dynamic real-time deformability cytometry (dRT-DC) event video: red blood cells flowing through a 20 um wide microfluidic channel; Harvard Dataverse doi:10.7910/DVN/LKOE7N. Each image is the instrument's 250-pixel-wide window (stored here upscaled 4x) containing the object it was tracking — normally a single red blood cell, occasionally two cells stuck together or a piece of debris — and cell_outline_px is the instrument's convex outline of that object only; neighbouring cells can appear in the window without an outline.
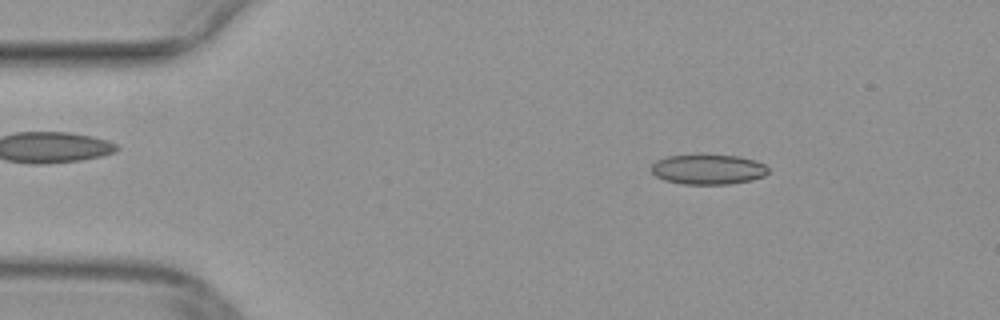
{"species": "common noctule bat (a hibernating species)", "species_latin": "Nyctalus noctula", "temperature_condition": "warm", "stored_images_in_passage": 50, "segment_of_instrument_passage": [1, 2], "camera_frame_rate_fps": 3000, "um_per_image_px": 0.085, "animal": {"sex": "female", "body_mass_g": 29.2, "forearm_length_mm": 56.3}, "frame": {"image": 1, "passage_image": 7, "time_ms": 2.0, "image_size_px": [1000, 320], "cell_outline_px": [[768, 172], [764, 176], [752, 180], [728, 184], [684, 184], [664, 180], [656, 176], [652, 172], [652, 164], [656, 160], [668, 156], [740, 156], [764, 164], [768, 168]], "centroid_in_image_um": [60.19, 14.42], "position_along_channel_um": 24.8, "area_um2": 20.06}}
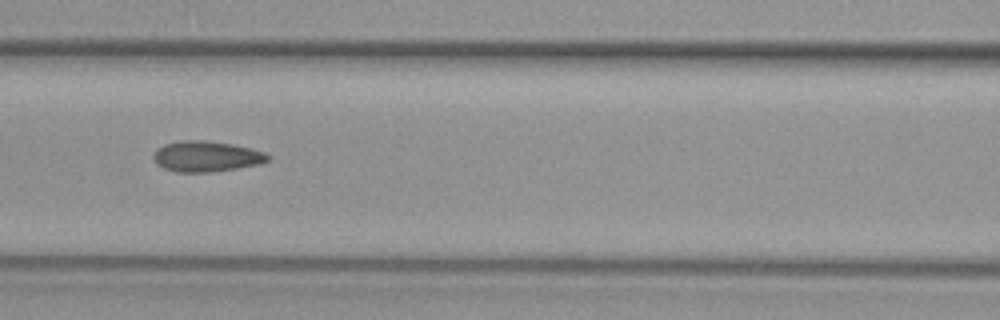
{"frame": {"image": 2, "passage_image": 21, "time_ms": 6.667, "image_size_px": [1000, 320], "cell_outline_px": [[272, 160], [260, 164], [212, 172], [176, 172], [164, 168], [156, 164], [152, 156], [156, 148], [164, 144], [184, 140], [204, 140], [232, 144], [252, 148], [264, 152], [272, 156]], "centroid_in_image_um": [17.56, 13.29], "position_along_channel_um": 149.0, "area_um2": 20.69}}
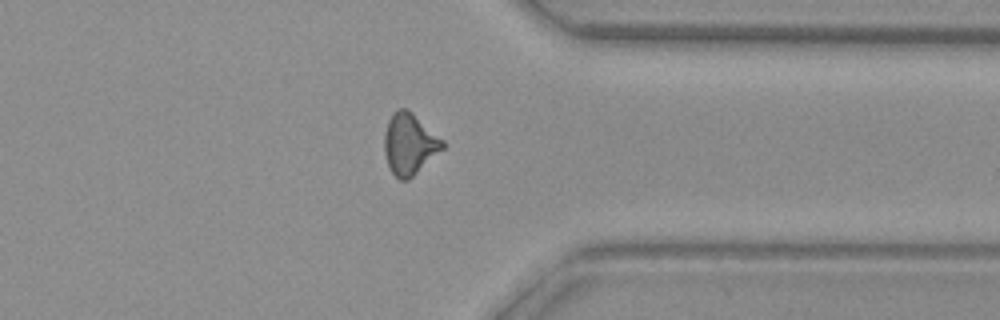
{"frame": {"image": 3, "passage_image": 38, "time_ms": 12.333, "image_size_px": [1000, 320], "cell_outline_px": [[444, 148], [408, 180], [400, 180], [392, 172], [388, 164], [384, 152], [384, 132], [388, 120], [392, 112], [396, 108], [408, 108], [444, 140]], "centroid_in_image_um": [34.79, 12.2], "position_along_channel_um": 376.6, "area_um2": 20.87}}